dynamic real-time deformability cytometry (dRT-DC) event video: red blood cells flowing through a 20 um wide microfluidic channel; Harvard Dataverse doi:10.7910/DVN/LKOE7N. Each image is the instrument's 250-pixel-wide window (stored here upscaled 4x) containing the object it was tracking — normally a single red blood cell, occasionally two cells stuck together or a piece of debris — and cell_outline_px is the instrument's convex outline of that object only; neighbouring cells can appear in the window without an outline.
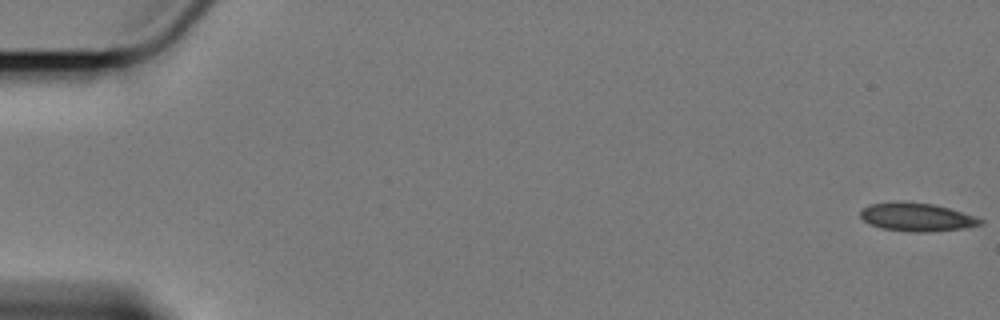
{"species": "Egyptian fruit bat (a non-hibernating species)", "species_latin": "Rousettus aegyptiacus", "temperature_condition": "cold", "stored_images_in_passage": 59, "camera_frame_rate_fps": 3000, "um_per_image_px": 0.085, "animal": {"sex": "female"}, "frame": {"image": 1, "passage_image": 1, "time_ms": 0.0, "image_size_px": [1000, 320], "cell_outline_px": [[984, 224], [964, 228], [928, 232], [908, 232], [880, 228], [868, 224], [860, 216], [860, 208], [872, 204], [896, 200], [936, 204], [976, 216], [984, 220]], "centroid_in_image_um": [77.91, 18.44], "position_along_channel_um": 7.1, "area_um2": 20.29}}
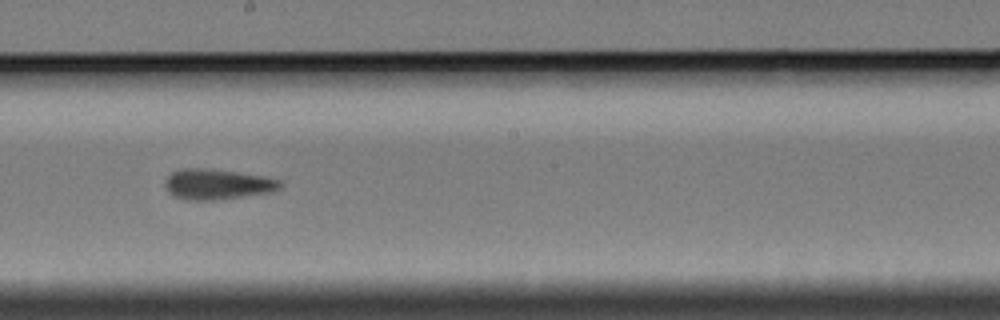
{"frame": {"image": 2, "passage_image": 34, "time_ms": 11.0, "image_size_px": [1000, 320], "cell_outline_px": [[284, 184], [276, 192], [212, 200], [184, 200], [168, 192], [164, 184], [168, 176], [172, 172], [180, 168], [208, 168], [264, 176], [280, 180]], "centroid_in_image_um": [18.5, 15.66], "position_along_channel_um": 229.7, "area_um2": 20.58}}
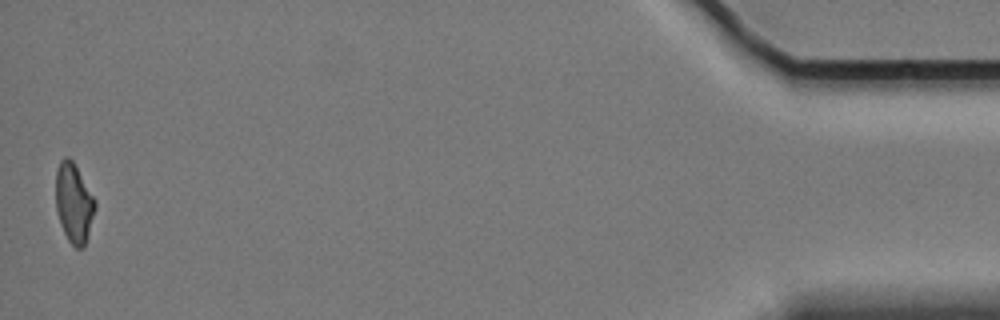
{"frame": {"image": 3, "passage_image": 59, "time_ms": 19.333, "image_size_px": [1000, 320], "cell_outline_px": [[96, 208], [88, 236], [84, 248], [76, 248], [68, 240], [60, 224], [56, 208], [56, 172], [60, 160], [64, 156], [68, 156], [72, 160], [96, 200]], "centroid_in_image_um": [6.28, 17.26], "position_along_channel_um": 428.9, "area_um2": 18.26}, "authors_computed_cell_mechanics": {"area_um2": 19.9988, "velocity_mm_per_s": 3.4071, "shape_relaxation_time_tau1_ms": null, "shape_relaxation_time_tau2_ms": 4.3707, "deformation_change_tau1": null, "deformation_change_tau2": 0.1093}}